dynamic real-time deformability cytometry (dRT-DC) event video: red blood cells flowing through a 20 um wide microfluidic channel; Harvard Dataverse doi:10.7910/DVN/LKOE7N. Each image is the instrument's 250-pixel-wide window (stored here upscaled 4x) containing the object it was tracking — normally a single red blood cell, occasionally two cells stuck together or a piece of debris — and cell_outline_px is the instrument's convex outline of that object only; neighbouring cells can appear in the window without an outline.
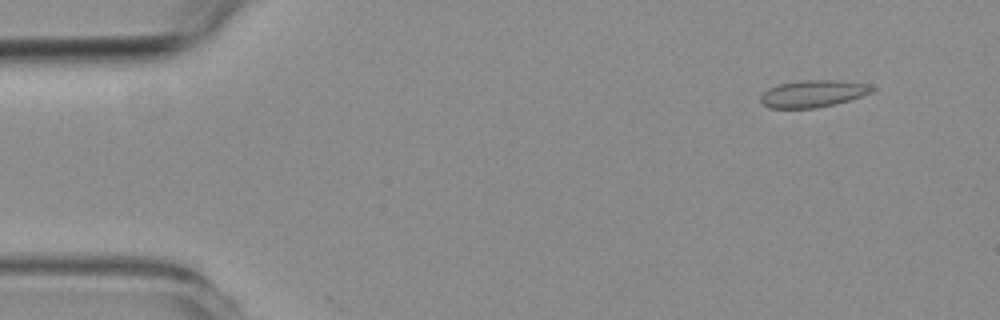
{"species": "common noctule bat (a hibernating species)", "species_latin": "Nyctalus noctula", "temperature_condition": "room temperature", "stored_images_in_passage": 13, "camera_frame_rate_fps": 3000, "um_per_image_px": 0.085, "animal": {"sex": "female", "body_mass_g": 19.3, "forearm_length_mm": 54.1}, "frame": {"image": 1, "passage_image": 2, "time_ms": 0.333, "image_size_px": [1000, 320], "cell_outline_px": [[876, 88], [872, 92], [848, 100], [816, 108], [768, 108], [760, 104], [760, 96], [768, 88], [780, 84], [800, 80], [840, 80], [864, 84]], "centroid_in_image_um": [69.04, 7.96], "position_along_channel_um": 16.0, "area_um2": 17.46}}
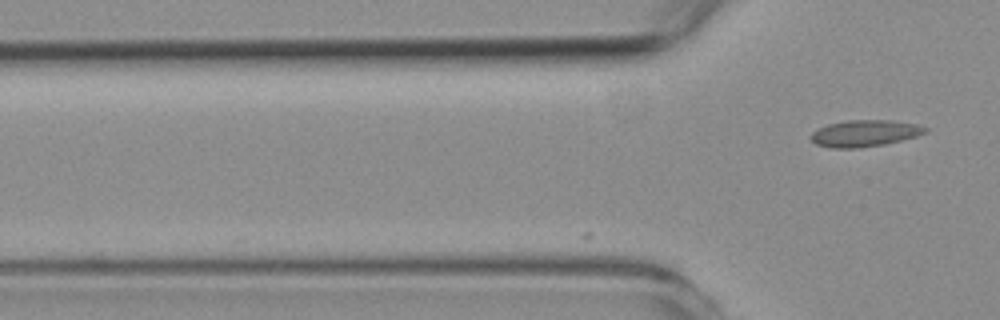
{"frame": {"image": 2, "passage_image": 13, "time_ms": 4.0, "image_size_px": [1000, 320], "cell_outline_px": [[928, 132], [916, 136], [884, 144], [856, 148], [832, 148], [816, 144], [808, 136], [812, 132], [828, 124], [848, 120], [892, 120], [916, 124], [928, 128]], "centroid_in_image_um": [73.49, 11.33], "position_along_channel_um": 52.3, "area_um2": 17.63}}